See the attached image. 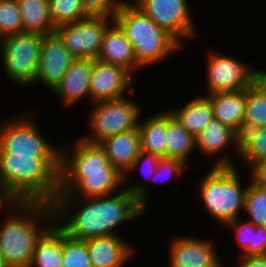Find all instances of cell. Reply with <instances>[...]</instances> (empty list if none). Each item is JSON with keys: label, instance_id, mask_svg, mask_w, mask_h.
I'll return each instance as SVG.
<instances>
[{"label": "cell", "instance_id": "cell-1", "mask_svg": "<svg viewBox=\"0 0 266 267\" xmlns=\"http://www.w3.org/2000/svg\"><path fill=\"white\" fill-rule=\"evenodd\" d=\"M52 205L54 223L68 236L79 240L119 235L117 227L146 214L126 189L109 196L90 198L58 193Z\"/></svg>", "mask_w": 266, "mask_h": 267}, {"label": "cell", "instance_id": "cell-2", "mask_svg": "<svg viewBox=\"0 0 266 267\" xmlns=\"http://www.w3.org/2000/svg\"><path fill=\"white\" fill-rule=\"evenodd\" d=\"M77 140L71 147H61L59 193L90 198L124 189V175L109 162L104 149L99 144Z\"/></svg>", "mask_w": 266, "mask_h": 267}, {"label": "cell", "instance_id": "cell-3", "mask_svg": "<svg viewBox=\"0 0 266 267\" xmlns=\"http://www.w3.org/2000/svg\"><path fill=\"white\" fill-rule=\"evenodd\" d=\"M60 158L0 153V184L19 202L53 204L59 193Z\"/></svg>", "mask_w": 266, "mask_h": 267}, {"label": "cell", "instance_id": "cell-4", "mask_svg": "<svg viewBox=\"0 0 266 267\" xmlns=\"http://www.w3.org/2000/svg\"><path fill=\"white\" fill-rule=\"evenodd\" d=\"M9 212L0 226V253L9 267H29L36 241L54 223L53 205L19 202Z\"/></svg>", "mask_w": 266, "mask_h": 267}, {"label": "cell", "instance_id": "cell-5", "mask_svg": "<svg viewBox=\"0 0 266 267\" xmlns=\"http://www.w3.org/2000/svg\"><path fill=\"white\" fill-rule=\"evenodd\" d=\"M114 22L131 43L140 68H146L165 59V62L172 60V54L176 55L181 50L182 45L133 1L128 3L122 0L114 16Z\"/></svg>", "mask_w": 266, "mask_h": 267}, {"label": "cell", "instance_id": "cell-6", "mask_svg": "<svg viewBox=\"0 0 266 267\" xmlns=\"http://www.w3.org/2000/svg\"><path fill=\"white\" fill-rule=\"evenodd\" d=\"M236 166H212L199 182L200 202L205 211L223 225L241 217L248 184L243 183Z\"/></svg>", "mask_w": 266, "mask_h": 267}, {"label": "cell", "instance_id": "cell-7", "mask_svg": "<svg viewBox=\"0 0 266 267\" xmlns=\"http://www.w3.org/2000/svg\"><path fill=\"white\" fill-rule=\"evenodd\" d=\"M141 106L129 97L94 102L88 112L91 132L81 137L87 143L100 144L116 134L138 127Z\"/></svg>", "mask_w": 266, "mask_h": 267}, {"label": "cell", "instance_id": "cell-8", "mask_svg": "<svg viewBox=\"0 0 266 267\" xmlns=\"http://www.w3.org/2000/svg\"><path fill=\"white\" fill-rule=\"evenodd\" d=\"M32 114L34 111L0 121V153L33 158H61V147L53 146L40 134Z\"/></svg>", "mask_w": 266, "mask_h": 267}, {"label": "cell", "instance_id": "cell-9", "mask_svg": "<svg viewBox=\"0 0 266 267\" xmlns=\"http://www.w3.org/2000/svg\"><path fill=\"white\" fill-rule=\"evenodd\" d=\"M43 35L11 34L0 39L3 69L9 81L18 87L35 83Z\"/></svg>", "mask_w": 266, "mask_h": 267}, {"label": "cell", "instance_id": "cell-10", "mask_svg": "<svg viewBox=\"0 0 266 267\" xmlns=\"http://www.w3.org/2000/svg\"><path fill=\"white\" fill-rule=\"evenodd\" d=\"M114 17L87 16L55 27V33L75 59H96L104 34Z\"/></svg>", "mask_w": 266, "mask_h": 267}, {"label": "cell", "instance_id": "cell-11", "mask_svg": "<svg viewBox=\"0 0 266 267\" xmlns=\"http://www.w3.org/2000/svg\"><path fill=\"white\" fill-rule=\"evenodd\" d=\"M189 0H133L159 27L167 31L182 46L196 38Z\"/></svg>", "mask_w": 266, "mask_h": 267}, {"label": "cell", "instance_id": "cell-12", "mask_svg": "<svg viewBox=\"0 0 266 267\" xmlns=\"http://www.w3.org/2000/svg\"><path fill=\"white\" fill-rule=\"evenodd\" d=\"M207 59V95L218 92H236L247 89L256 81V68L247 66L234 56L217 51L209 53Z\"/></svg>", "mask_w": 266, "mask_h": 267}, {"label": "cell", "instance_id": "cell-13", "mask_svg": "<svg viewBox=\"0 0 266 267\" xmlns=\"http://www.w3.org/2000/svg\"><path fill=\"white\" fill-rule=\"evenodd\" d=\"M135 77L124 67L92 59L90 76L91 104L101 100H116L135 92ZM128 92V93H127Z\"/></svg>", "mask_w": 266, "mask_h": 267}, {"label": "cell", "instance_id": "cell-14", "mask_svg": "<svg viewBox=\"0 0 266 267\" xmlns=\"http://www.w3.org/2000/svg\"><path fill=\"white\" fill-rule=\"evenodd\" d=\"M174 240V241H173ZM169 267H222L211 239L180 236L169 244Z\"/></svg>", "mask_w": 266, "mask_h": 267}, {"label": "cell", "instance_id": "cell-15", "mask_svg": "<svg viewBox=\"0 0 266 267\" xmlns=\"http://www.w3.org/2000/svg\"><path fill=\"white\" fill-rule=\"evenodd\" d=\"M74 60L55 32L44 35L35 83L41 82L50 92L53 91Z\"/></svg>", "mask_w": 266, "mask_h": 267}, {"label": "cell", "instance_id": "cell-16", "mask_svg": "<svg viewBox=\"0 0 266 267\" xmlns=\"http://www.w3.org/2000/svg\"><path fill=\"white\" fill-rule=\"evenodd\" d=\"M195 147L197 151L199 149V152L204 155L203 157L206 156L210 159L211 156L215 158L216 155L213 166H236L233 162V158L231 159L229 154H222V152L228 147H233L236 152L235 154L239 157L240 137L231 127L213 118L195 137Z\"/></svg>", "mask_w": 266, "mask_h": 267}, {"label": "cell", "instance_id": "cell-17", "mask_svg": "<svg viewBox=\"0 0 266 267\" xmlns=\"http://www.w3.org/2000/svg\"><path fill=\"white\" fill-rule=\"evenodd\" d=\"M119 235L87 239L88 254L93 267H123L134 254V247Z\"/></svg>", "mask_w": 266, "mask_h": 267}, {"label": "cell", "instance_id": "cell-18", "mask_svg": "<svg viewBox=\"0 0 266 267\" xmlns=\"http://www.w3.org/2000/svg\"><path fill=\"white\" fill-rule=\"evenodd\" d=\"M92 59H75L60 83L52 91L65 106L76 105L82 98L90 102Z\"/></svg>", "mask_w": 266, "mask_h": 267}, {"label": "cell", "instance_id": "cell-19", "mask_svg": "<svg viewBox=\"0 0 266 267\" xmlns=\"http://www.w3.org/2000/svg\"><path fill=\"white\" fill-rule=\"evenodd\" d=\"M96 59L103 63L124 67L134 77L135 71L140 70L131 43L115 22L106 30Z\"/></svg>", "mask_w": 266, "mask_h": 267}, {"label": "cell", "instance_id": "cell-20", "mask_svg": "<svg viewBox=\"0 0 266 267\" xmlns=\"http://www.w3.org/2000/svg\"><path fill=\"white\" fill-rule=\"evenodd\" d=\"M99 145L104 149L109 162L125 175L141 151L138 128L109 137Z\"/></svg>", "mask_w": 266, "mask_h": 267}, {"label": "cell", "instance_id": "cell-21", "mask_svg": "<svg viewBox=\"0 0 266 267\" xmlns=\"http://www.w3.org/2000/svg\"><path fill=\"white\" fill-rule=\"evenodd\" d=\"M213 107L214 119L242 134L246 89L236 92H218L206 95Z\"/></svg>", "mask_w": 266, "mask_h": 267}, {"label": "cell", "instance_id": "cell-22", "mask_svg": "<svg viewBox=\"0 0 266 267\" xmlns=\"http://www.w3.org/2000/svg\"><path fill=\"white\" fill-rule=\"evenodd\" d=\"M168 111L194 137L214 118L212 104L206 95L189 100L181 108Z\"/></svg>", "mask_w": 266, "mask_h": 267}, {"label": "cell", "instance_id": "cell-23", "mask_svg": "<svg viewBox=\"0 0 266 267\" xmlns=\"http://www.w3.org/2000/svg\"><path fill=\"white\" fill-rule=\"evenodd\" d=\"M21 12L23 33L47 35L55 32L49 0H17Z\"/></svg>", "mask_w": 266, "mask_h": 267}, {"label": "cell", "instance_id": "cell-24", "mask_svg": "<svg viewBox=\"0 0 266 267\" xmlns=\"http://www.w3.org/2000/svg\"><path fill=\"white\" fill-rule=\"evenodd\" d=\"M29 267H63L61 229L55 223L36 241Z\"/></svg>", "mask_w": 266, "mask_h": 267}, {"label": "cell", "instance_id": "cell-25", "mask_svg": "<svg viewBox=\"0 0 266 267\" xmlns=\"http://www.w3.org/2000/svg\"><path fill=\"white\" fill-rule=\"evenodd\" d=\"M141 150L166 158V110L138 122Z\"/></svg>", "mask_w": 266, "mask_h": 267}, {"label": "cell", "instance_id": "cell-26", "mask_svg": "<svg viewBox=\"0 0 266 267\" xmlns=\"http://www.w3.org/2000/svg\"><path fill=\"white\" fill-rule=\"evenodd\" d=\"M162 157L156 154L147 153L145 151H140L138 157L134 160L131 168L129 171L124 175V189L128 190L135 198L136 201L140 204V206L147 212L148 210V199H149V193L151 192L149 190L148 182L150 178L154 175V173L157 170L159 161ZM140 169L141 173L143 174V177L146 182L139 183H132L128 185L127 179H129L130 175H133L132 172L136 169ZM145 173V174H144ZM148 181V182H147ZM127 183V185H126Z\"/></svg>", "mask_w": 266, "mask_h": 267}, {"label": "cell", "instance_id": "cell-27", "mask_svg": "<svg viewBox=\"0 0 266 267\" xmlns=\"http://www.w3.org/2000/svg\"><path fill=\"white\" fill-rule=\"evenodd\" d=\"M196 150L195 137L166 111V158L179 159L187 164Z\"/></svg>", "mask_w": 266, "mask_h": 267}, {"label": "cell", "instance_id": "cell-28", "mask_svg": "<svg viewBox=\"0 0 266 267\" xmlns=\"http://www.w3.org/2000/svg\"><path fill=\"white\" fill-rule=\"evenodd\" d=\"M239 137V160L251 172L266 159V127L246 129Z\"/></svg>", "mask_w": 266, "mask_h": 267}, {"label": "cell", "instance_id": "cell-29", "mask_svg": "<svg viewBox=\"0 0 266 267\" xmlns=\"http://www.w3.org/2000/svg\"><path fill=\"white\" fill-rule=\"evenodd\" d=\"M266 127V90L255 81L246 89L242 133L250 128Z\"/></svg>", "mask_w": 266, "mask_h": 267}, {"label": "cell", "instance_id": "cell-30", "mask_svg": "<svg viewBox=\"0 0 266 267\" xmlns=\"http://www.w3.org/2000/svg\"><path fill=\"white\" fill-rule=\"evenodd\" d=\"M245 195L244 212L255 226L266 227V187L256 182L251 175Z\"/></svg>", "mask_w": 266, "mask_h": 267}, {"label": "cell", "instance_id": "cell-31", "mask_svg": "<svg viewBox=\"0 0 266 267\" xmlns=\"http://www.w3.org/2000/svg\"><path fill=\"white\" fill-rule=\"evenodd\" d=\"M61 252L63 267H93L88 254L87 240L72 238L62 230Z\"/></svg>", "mask_w": 266, "mask_h": 267}, {"label": "cell", "instance_id": "cell-32", "mask_svg": "<svg viewBox=\"0 0 266 267\" xmlns=\"http://www.w3.org/2000/svg\"><path fill=\"white\" fill-rule=\"evenodd\" d=\"M49 10L55 27L65 23H73L89 16L81 0H49Z\"/></svg>", "mask_w": 266, "mask_h": 267}, {"label": "cell", "instance_id": "cell-33", "mask_svg": "<svg viewBox=\"0 0 266 267\" xmlns=\"http://www.w3.org/2000/svg\"><path fill=\"white\" fill-rule=\"evenodd\" d=\"M19 33L23 27L17 0H0V39Z\"/></svg>", "mask_w": 266, "mask_h": 267}, {"label": "cell", "instance_id": "cell-34", "mask_svg": "<svg viewBox=\"0 0 266 267\" xmlns=\"http://www.w3.org/2000/svg\"><path fill=\"white\" fill-rule=\"evenodd\" d=\"M240 217L226 223L224 226L234 231L238 245L242 248L240 257L253 255L254 224L250 221L241 222Z\"/></svg>", "mask_w": 266, "mask_h": 267}, {"label": "cell", "instance_id": "cell-35", "mask_svg": "<svg viewBox=\"0 0 266 267\" xmlns=\"http://www.w3.org/2000/svg\"><path fill=\"white\" fill-rule=\"evenodd\" d=\"M186 163L179 159L165 158L162 157L159 161L158 167L154 175L150 178L149 182H166L175 178L180 179L182 174H185L184 171L188 169Z\"/></svg>", "mask_w": 266, "mask_h": 267}, {"label": "cell", "instance_id": "cell-36", "mask_svg": "<svg viewBox=\"0 0 266 267\" xmlns=\"http://www.w3.org/2000/svg\"><path fill=\"white\" fill-rule=\"evenodd\" d=\"M85 12L91 16L114 17L121 0H81Z\"/></svg>", "mask_w": 266, "mask_h": 267}, {"label": "cell", "instance_id": "cell-37", "mask_svg": "<svg viewBox=\"0 0 266 267\" xmlns=\"http://www.w3.org/2000/svg\"><path fill=\"white\" fill-rule=\"evenodd\" d=\"M266 254V227L254 225L253 255Z\"/></svg>", "mask_w": 266, "mask_h": 267}, {"label": "cell", "instance_id": "cell-38", "mask_svg": "<svg viewBox=\"0 0 266 267\" xmlns=\"http://www.w3.org/2000/svg\"><path fill=\"white\" fill-rule=\"evenodd\" d=\"M236 267H266V254L238 257Z\"/></svg>", "mask_w": 266, "mask_h": 267}, {"label": "cell", "instance_id": "cell-39", "mask_svg": "<svg viewBox=\"0 0 266 267\" xmlns=\"http://www.w3.org/2000/svg\"><path fill=\"white\" fill-rule=\"evenodd\" d=\"M19 201L4 187L0 184V212L4 208L8 212L10 211Z\"/></svg>", "mask_w": 266, "mask_h": 267}, {"label": "cell", "instance_id": "cell-40", "mask_svg": "<svg viewBox=\"0 0 266 267\" xmlns=\"http://www.w3.org/2000/svg\"><path fill=\"white\" fill-rule=\"evenodd\" d=\"M251 175L256 182L266 187V159L251 171Z\"/></svg>", "mask_w": 266, "mask_h": 267}, {"label": "cell", "instance_id": "cell-41", "mask_svg": "<svg viewBox=\"0 0 266 267\" xmlns=\"http://www.w3.org/2000/svg\"><path fill=\"white\" fill-rule=\"evenodd\" d=\"M256 81L266 90V71L256 69Z\"/></svg>", "mask_w": 266, "mask_h": 267}, {"label": "cell", "instance_id": "cell-42", "mask_svg": "<svg viewBox=\"0 0 266 267\" xmlns=\"http://www.w3.org/2000/svg\"><path fill=\"white\" fill-rule=\"evenodd\" d=\"M0 267H9L6 262L5 259L3 258V256L0 253Z\"/></svg>", "mask_w": 266, "mask_h": 267}]
</instances>
